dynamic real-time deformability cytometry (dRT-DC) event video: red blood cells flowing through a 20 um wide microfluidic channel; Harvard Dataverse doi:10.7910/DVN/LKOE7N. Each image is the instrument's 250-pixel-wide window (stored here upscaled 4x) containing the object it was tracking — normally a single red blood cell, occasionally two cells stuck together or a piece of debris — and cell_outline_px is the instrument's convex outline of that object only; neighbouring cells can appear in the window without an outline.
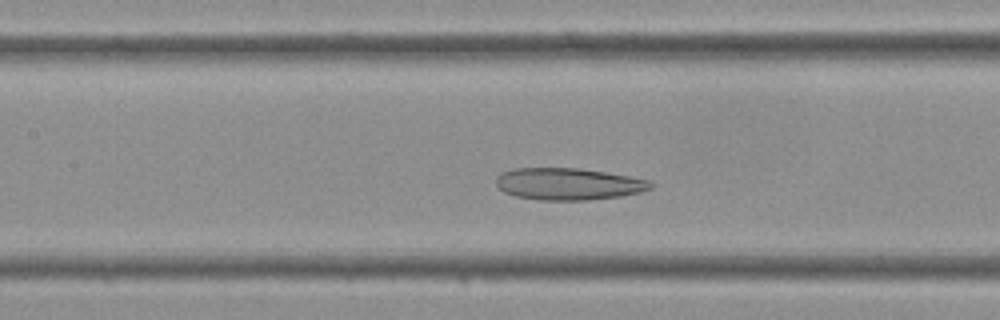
{"species": "Egyptian fruit bat (a non-hibernating species)", "species_latin": "Rousettus aegyptiacus", "temperature_condition": "cold", "stored_images_in_passage": 39, "camera_frame_rate_fps": 3000, "um_per_image_px": 0.085, "frame": {"image": 1, "passage_image": 15, "time_ms": 4.667, "image_size_px": [1000, 320], "cell_outline_px": [[652, 188], [640, 192], [620, 196], [584, 200], [540, 200], [516, 196], [504, 192], [496, 184], [496, 176], [500, 172], [512, 168], [580, 168], [628, 176], [648, 180], [652, 184]], "centroid_in_image_um": [48.26, 15.63], "position_along_channel_um": 159.1, "area_um2": 28.67}}
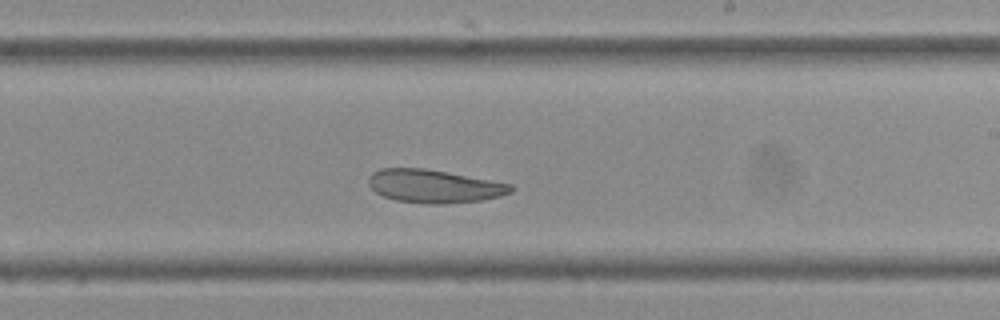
{"frame": {"image": 2, "passage_image": 21, "time_ms": 6.667, "image_size_px": [1000, 320], "cell_outline_px": [[516, 188], [512, 192], [500, 196], [480, 200], [444, 204], [428, 204], [396, 200], [384, 196], [376, 192], [368, 184], [368, 176], [372, 172], [380, 168], [424, 168], [512, 184]], "centroid_in_image_um": [36.89, 15.82], "position_along_channel_um": 252.1, "area_um2": 27.46}}
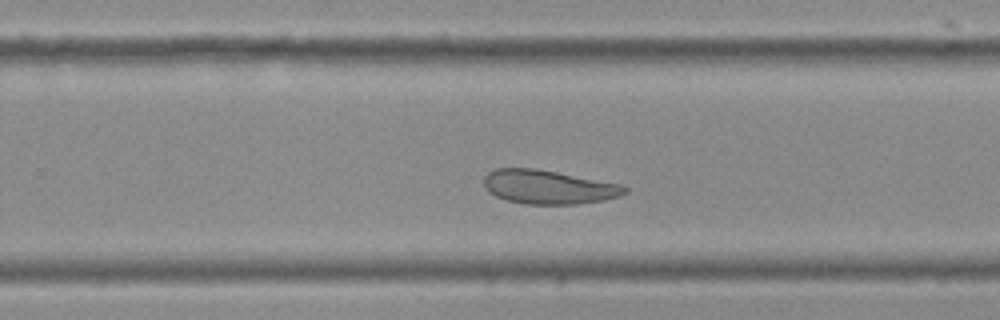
{"frame": {"image": 3, "passage_image": 23, "time_ms": 7.333, "image_size_px": [1000, 320], "cell_outline_px": [[628, 192], [620, 196], [604, 200], [576, 204], [528, 204], [508, 200], [496, 196], [488, 192], [484, 188], [484, 176], [488, 172], [496, 168], [536, 168], [620, 184], [628, 188]], "centroid_in_image_um": [46.6, 15.89], "position_along_channel_um": 283.2, "area_um2": 27.8}}